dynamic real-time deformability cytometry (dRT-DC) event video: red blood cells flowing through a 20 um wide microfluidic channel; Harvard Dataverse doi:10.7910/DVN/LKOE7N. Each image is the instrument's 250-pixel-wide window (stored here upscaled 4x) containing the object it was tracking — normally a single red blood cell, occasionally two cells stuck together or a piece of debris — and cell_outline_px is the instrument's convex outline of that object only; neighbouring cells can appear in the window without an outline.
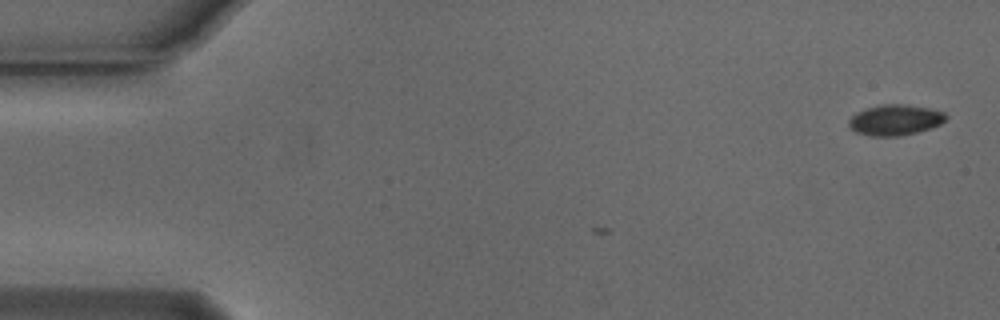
{"species": "Egyptian fruit bat (a non-hibernating species)", "species_latin": "Rousettus aegyptiacus", "temperature_condition": "cold", "stored_images_in_passage": 4, "camera_frame_rate_fps": 3000, "um_per_image_px": 0.085, "animal": {"sex": "male"}, "frame": {"image": 1, "passage_image": 4, "time_ms": 1.0, "image_size_px": [1000, 320], "cell_outline_px": [[948, 116], [940, 124], [932, 128], [900, 136], [872, 136], [856, 132], [848, 128], [848, 120], [856, 112], [868, 108], [884, 104], [900, 104], [928, 108], [944, 112]], "centroid_in_image_um": [76.06, 10.21], "position_along_channel_um": 8.9, "area_um2": 17.28}}